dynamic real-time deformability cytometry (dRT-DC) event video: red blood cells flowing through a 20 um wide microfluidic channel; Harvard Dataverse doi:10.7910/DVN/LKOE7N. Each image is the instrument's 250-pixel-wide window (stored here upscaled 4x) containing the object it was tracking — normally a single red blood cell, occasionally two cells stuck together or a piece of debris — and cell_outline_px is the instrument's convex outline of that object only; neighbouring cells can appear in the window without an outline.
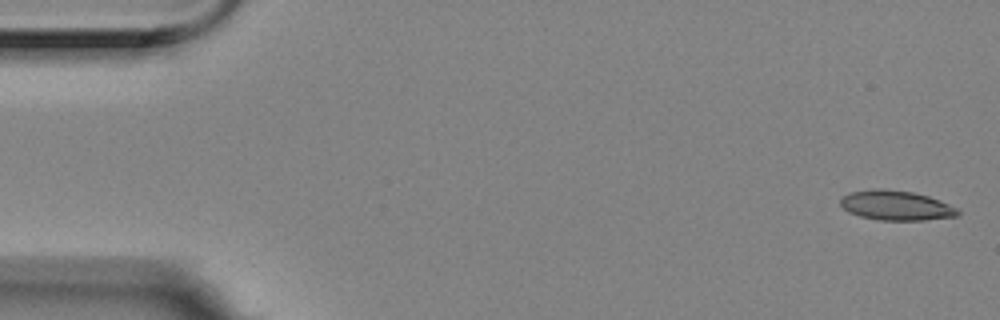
{"species": "Egyptian fruit bat (a non-hibernating species)", "species_latin": "Rousettus aegyptiacus", "temperature_condition": "room temperature", "stored_images_in_passage": 6, "segment_of_instrument_passage": [1, 2], "camera_frame_rate_fps": 3000, "um_per_image_px": 0.085, "animal": {"sex": "female"}, "frame": {"image": 1, "passage_image": 1, "time_ms": 0.0, "image_size_px": [1000, 320], "cell_outline_px": [[960, 216], [924, 220], [880, 220], [860, 216], [848, 212], [840, 204], [840, 200], [844, 196], [852, 192], [872, 188], [880, 188], [912, 192], [928, 196], [940, 200], [956, 208], [960, 212]], "centroid_in_image_um": [76.18, 17.46], "position_along_channel_um": 8.8, "area_um2": 20.29}}
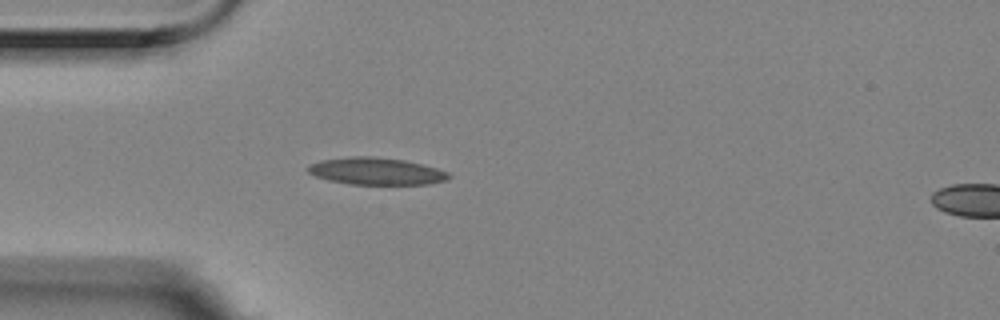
{"frame": {"image": 2, "passage_image": 5, "time_ms": 1.333, "image_size_px": [1000, 320], "cell_outline_px": [[452, 176], [448, 180], [428, 184], [348, 184], [328, 180], [316, 176], [308, 172], [308, 164], [320, 160], [352, 156], [372, 156], [404, 160], [436, 168], [448, 172]], "centroid_in_image_um": [31.97, 14.55], "position_along_channel_um": 53.0, "area_um2": 22.25}}